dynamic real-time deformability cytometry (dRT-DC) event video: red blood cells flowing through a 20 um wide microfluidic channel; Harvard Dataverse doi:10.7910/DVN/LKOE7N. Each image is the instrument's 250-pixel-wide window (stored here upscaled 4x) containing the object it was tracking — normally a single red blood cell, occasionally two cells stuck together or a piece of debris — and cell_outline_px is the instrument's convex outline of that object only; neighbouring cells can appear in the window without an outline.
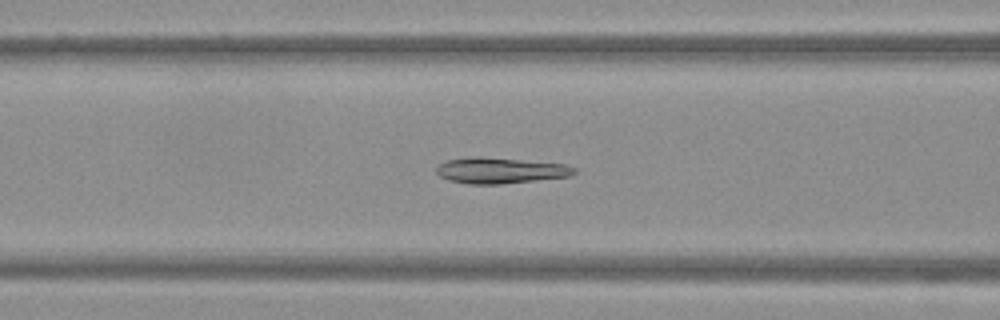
{"species": "Egyptian fruit bat (a non-hibernating species)", "species_latin": "Rousettus aegyptiacus", "temperature_condition": "warm", "stored_images_in_passage": 49, "camera_frame_rate_fps": 3000, "um_per_image_px": 0.085, "frame": {"image": 1, "passage_image": 20, "time_ms": 6.333, "image_size_px": [1000, 320], "cell_outline_px": [[576, 172], [572, 176], [500, 184], [468, 184], [448, 180], [440, 176], [436, 172], [436, 164], [448, 160], [472, 156], [480, 156], [564, 164], [576, 168]], "centroid_in_image_um": [42.49, 14.49], "position_along_channel_um": 124.1, "area_um2": 20.87}}
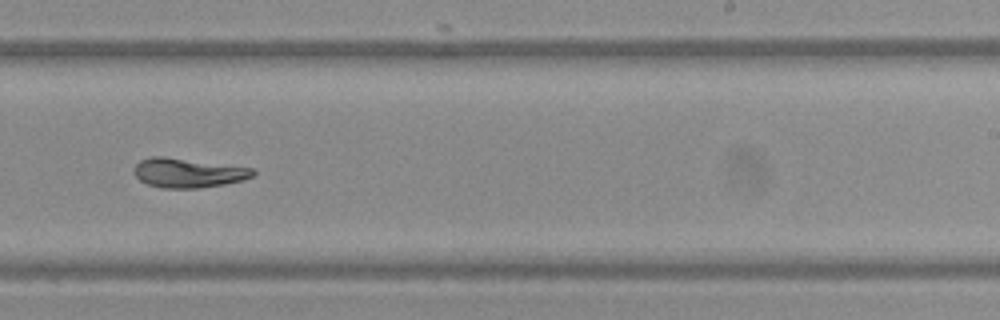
{"frame": {"image": 2, "passage_image": 31, "time_ms": 10.0, "image_size_px": [1000, 320], "cell_outline_px": [[256, 172], [252, 176], [244, 180], [224, 184], [200, 188], [160, 188], [148, 184], [140, 180], [136, 176], [136, 164], [140, 160], [152, 156], [164, 156], [256, 168]], "centroid_in_image_um": [16.04, 14.69], "position_along_channel_um": 273.0, "area_um2": 20.4}}
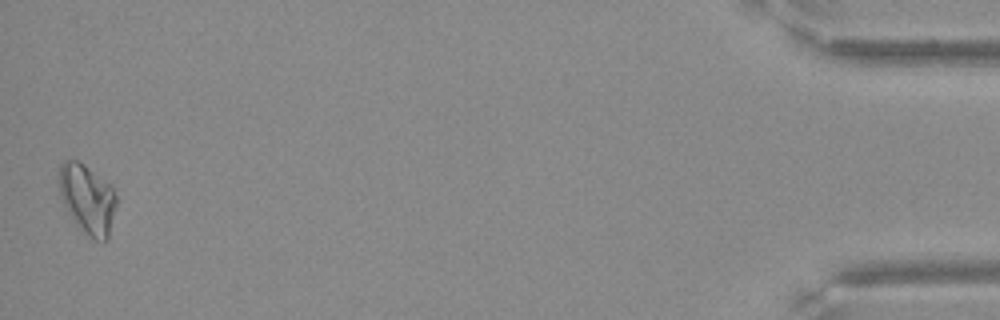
{"frame": {"image": 3, "passage_image": 49, "time_ms": 16.0, "image_size_px": [1000, 320], "cell_outline_px": [[116, 204], [108, 240], [96, 240], [88, 236], [76, 224], [68, 212], [60, 196], [56, 176], [60, 164], [64, 160], [76, 160], [112, 184], [116, 196]], "centroid_in_image_um": [7.4, 16.89], "position_along_channel_um": 427.8, "area_um2": 23.41}}